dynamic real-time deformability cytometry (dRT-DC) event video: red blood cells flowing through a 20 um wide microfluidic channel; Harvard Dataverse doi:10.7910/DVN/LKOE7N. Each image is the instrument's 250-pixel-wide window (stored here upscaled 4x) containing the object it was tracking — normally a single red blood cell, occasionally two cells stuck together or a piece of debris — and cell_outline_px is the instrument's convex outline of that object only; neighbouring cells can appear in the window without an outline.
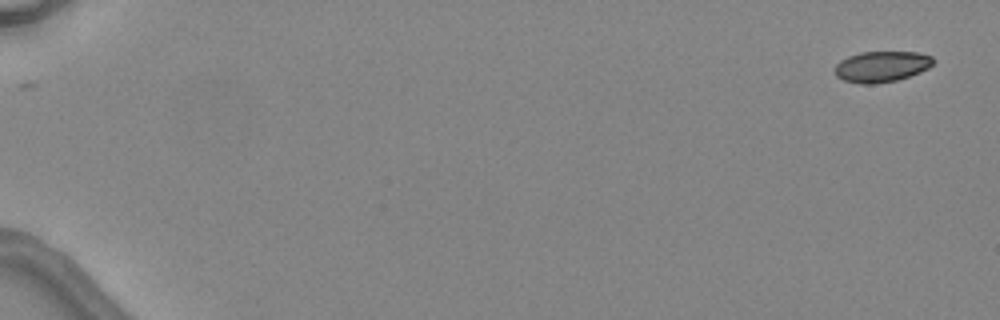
{"species": "common noctule bat (a hibernating species)", "species_latin": "Nyctalus noctula", "temperature_condition": "warm", "stored_images_in_passage": 2, "camera_frame_rate_fps": 3000, "um_per_image_px": 0.085, "animal": {"sex": "female", "body_mass_g": 24.6, "forearm_length_mm": 56.2}, "frame": {"image": 1, "passage_image": 2, "time_ms": 1.0, "image_size_px": [1000, 320], "cell_outline_px": [[936, 60], [928, 68], [920, 72], [896, 80], [872, 84], [860, 84], [844, 80], [836, 76], [836, 64], [840, 60], [848, 56], [860, 52], [916, 52], [932, 56]], "centroid_in_image_um": [74.94, 5.65], "position_along_channel_um": 10.1, "area_um2": 17.63}}